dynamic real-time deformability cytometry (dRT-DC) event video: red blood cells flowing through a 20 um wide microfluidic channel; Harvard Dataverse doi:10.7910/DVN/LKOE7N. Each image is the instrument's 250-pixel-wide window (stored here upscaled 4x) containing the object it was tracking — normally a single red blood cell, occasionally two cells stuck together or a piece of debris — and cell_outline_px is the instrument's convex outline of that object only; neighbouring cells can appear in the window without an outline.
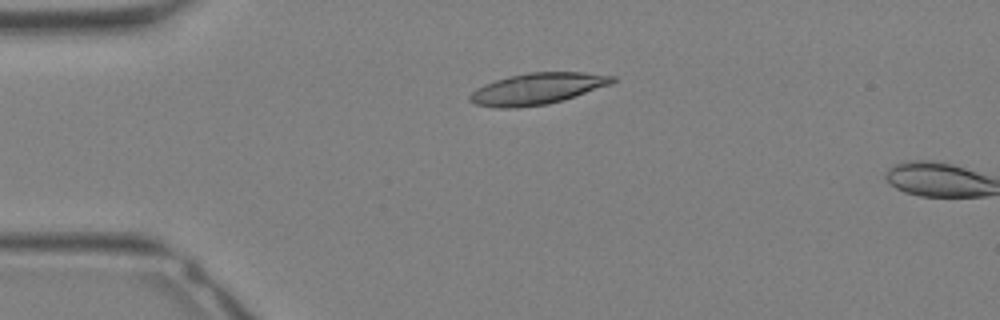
{"species": "Egyptian fruit bat (a non-hibernating species)", "species_latin": "Rousettus aegyptiacus", "temperature_condition": "warm", "stored_images_in_passage": 4, "camera_frame_rate_fps": 3000, "um_per_image_px": 0.085, "animal": {"sex": "female"}, "frame": {"image": 1, "passage_image": 3, "time_ms": 0.667, "image_size_px": [1000, 320], "cell_outline_px": [[616, 80], [612, 84], [564, 100], [548, 104], [516, 108], [496, 108], [476, 104], [468, 100], [468, 96], [476, 88], [484, 84], [508, 76], [528, 72], [580, 72], [616, 76]], "centroid_in_image_um": [45.67, 7.54], "position_along_channel_um": 39.3, "area_um2": 26.24}}